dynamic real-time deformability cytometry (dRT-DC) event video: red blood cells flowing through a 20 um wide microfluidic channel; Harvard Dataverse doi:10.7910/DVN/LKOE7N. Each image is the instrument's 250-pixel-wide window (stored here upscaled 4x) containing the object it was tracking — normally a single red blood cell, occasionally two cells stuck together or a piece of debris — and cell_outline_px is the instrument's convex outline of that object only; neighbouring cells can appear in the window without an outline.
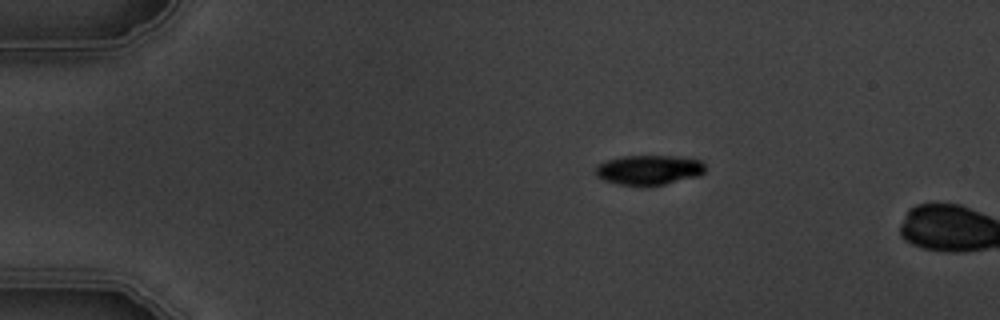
{"species": "common noctule bat (a hibernating species)", "species_latin": "Nyctalus noctula", "temperature_condition": "warm", "stored_images_in_passage": 3, "camera_frame_rate_fps": 3000, "um_per_image_px": 0.085, "animal": {"sex": "male", "body_mass_g": 19.5, "forearm_length_mm": 54.6}, "frame": {"image": 1, "passage_image": 2, "time_ms": 1.333, "image_size_px": [1000, 320], "cell_outline_px": [[704, 172], [700, 176], [664, 184], [644, 188], [620, 184], [604, 180], [596, 176], [596, 164], [608, 160], [624, 156], [676, 156], [700, 160], [704, 164]], "centroid_in_image_um": [55.15, 14.47], "position_along_channel_um": 29.8, "area_um2": 19.31}}